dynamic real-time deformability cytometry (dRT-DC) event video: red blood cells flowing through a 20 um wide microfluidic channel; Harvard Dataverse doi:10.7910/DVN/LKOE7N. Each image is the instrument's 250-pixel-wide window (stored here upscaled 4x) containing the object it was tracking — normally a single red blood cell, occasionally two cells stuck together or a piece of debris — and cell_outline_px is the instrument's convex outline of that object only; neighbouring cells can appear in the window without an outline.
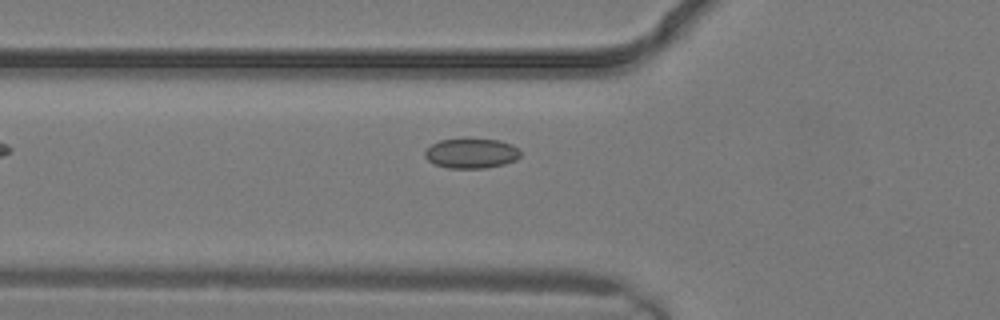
{"species": "common noctule bat (a hibernating species)", "species_latin": "Nyctalus noctula", "temperature_condition": "warm", "stored_images_in_passage": 3, "camera_frame_rate_fps": 3000, "um_per_image_px": 0.085, "animal": {"sex": "male", "body_mass_g": 19.2, "forearm_length_mm": 51.8}, "frame": {"image": 1, "passage_image": 3, "time_ms": 0.667, "image_size_px": [1000, 320], "cell_outline_px": [[520, 156], [516, 160], [504, 164], [484, 168], [448, 168], [436, 164], [428, 160], [424, 156], [424, 152], [432, 144], [440, 140], [464, 136], [500, 140], [512, 144], [520, 148]], "centroid_in_image_um": [40.08, 12.98], "position_along_channel_um": 85.7, "area_um2": 17.28}}